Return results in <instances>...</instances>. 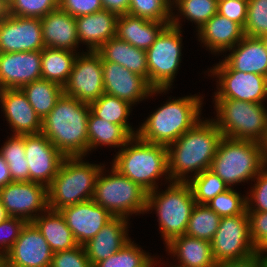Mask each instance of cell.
<instances>
[{"label": "cell", "mask_w": 267, "mask_h": 267, "mask_svg": "<svg viewBox=\"0 0 267 267\" xmlns=\"http://www.w3.org/2000/svg\"><path fill=\"white\" fill-rule=\"evenodd\" d=\"M213 267H222V265H221V264H216V265L213 266Z\"/></svg>", "instance_id": "obj_60"}, {"label": "cell", "mask_w": 267, "mask_h": 267, "mask_svg": "<svg viewBox=\"0 0 267 267\" xmlns=\"http://www.w3.org/2000/svg\"><path fill=\"white\" fill-rule=\"evenodd\" d=\"M50 267H93L83 246L53 253Z\"/></svg>", "instance_id": "obj_46"}, {"label": "cell", "mask_w": 267, "mask_h": 267, "mask_svg": "<svg viewBox=\"0 0 267 267\" xmlns=\"http://www.w3.org/2000/svg\"><path fill=\"white\" fill-rule=\"evenodd\" d=\"M248 0H218V14L245 26Z\"/></svg>", "instance_id": "obj_48"}, {"label": "cell", "mask_w": 267, "mask_h": 267, "mask_svg": "<svg viewBox=\"0 0 267 267\" xmlns=\"http://www.w3.org/2000/svg\"><path fill=\"white\" fill-rule=\"evenodd\" d=\"M172 4L168 0H130L128 15L171 23Z\"/></svg>", "instance_id": "obj_40"}, {"label": "cell", "mask_w": 267, "mask_h": 267, "mask_svg": "<svg viewBox=\"0 0 267 267\" xmlns=\"http://www.w3.org/2000/svg\"><path fill=\"white\" fill-rule=\"evenodd\" d=\"M129 219L113 217L87 243L83 245L86 255L94 267L118 252L130 239L128 236Z\"/></svg>", "instance_id": "obj_22"}, {"label": "cell", "mask_w": 267, "mask_h": 267, "mask_svg": "<svg viewBox=\"0 0 267 267\" xmlns=\"http://www.w3.org/2000/svg\"><path fill=\"white\" fill-rule=\"evenodd\" d=\"M29 181L49 186L65 156L43 134L25 135Z\"/></svg>", "instance_id": "obj_17"}, {"label": "cell", "mask_w": 267, "mask_h": 267, "mask_svg": "<svg viewBox=\"0 0 267 267\" xmlns=\"http://www.w3.org/2000/svg\"><path fill=\"white\" fill-rule=\"evenodd\" d=\"M198 40L213 54L227 52L245 36L243 28L216 13L198 31Z\"/></svg>", "instance_id": "obj_25"}, {"label": "cell", "mask_w": 267, "mask_h": 267, "mask_svg": "<svg viewBox=\"0 0 267 267\" xmlns=\"http://www.w3.org/2000/svg\"><path fill=\"white\" fill-rule=\"evenodd\" d=\"M0 148L9 167L12 182L29 181V167L25 157V135H13Z\"/></svg>", "instance_id": "obj_36"}, {"label": "cell", "mask_w": 267, "mask_h": 267, "mask_svg": "<svg viewBox=\"0 0 267 267\" xmlns=\"http://www.w3.org/2000/svg\"><path fill=\"white\" fill-rule=\"evenodd\" d=\"M12 182L9 167L5 159L0 154V189Z\"/></svg>", "instance_id": "obj_52"}, {"label": "cell", "mask_w": 267, "mask_h": 267, "mask_svg": "<svg viewBox=\"0 0 267 267\" xmlns=\"http://www.w3.org/2000/svg\"><path fill=\"white\" fill-rule=\"evenodd\" d=\"M263 41L265 42L266 48H267V35L262 37Z\"/></svg>", "instance_id": "obj_57"}, {"label": "cell", "mask_w": 267, "mask_h": 267, "mask_svg": "<svg viewBox=\"0 0 267 267\" xmlns=\"http://www.w3.org/2000/svg\"><path fill=\"white\" fill-rule=\"evenodd\" d=\"M188 184L197 204H207L216 195L229 189V186L210 169L191 177Z\"/></svg>", "instance_id": "obj_38"}, {"label": "cell", "mask_w": 267, "mask_h": 267, "mask_svg": "<svg viewBox=\"0 0 267 267\" xmlns=\"http://www.w3.org/2000/svg\"><path fill=\"white\" fill-rule=\"evenodd\" d=\"M104 167L103 165L97 178L92 200L107 209L114 217L129 219L134 213H146L148 192L113 166L108 174L104 172Z\"/></svg>", "instance_id": "obj_9"}, {"label": "cell", "mask_w": 267, "mask_h": 267, "mask_svg": "<svg viewBox=\"0 0 267 267\" xmlns=\"http://www.w3.org/2000/svg\"><path fill=\"white\" fill-rule=\"evenodd\" d=\"M103 8L119 15L128 14L130 0H101Z\"/></svg>", "instance_id": "obj_51"}, {"label": "cell", "mask_w": 267, "mask_h": 267, "mask_svg": "<svg viewBox=\"0 0 267 267\" xmlns=\"http://www.w3.org/2000/svg\"><path fill=\"white\" fill-rule=\"evenodd\" d=\"M244 35L262 38L267 35V0H248Z\"/></svg>", "instance_id": "obj_42"}, {"label": "cell", "mask_w": 267, "mask_h": 267, "mask_svg": "<svg viewBox=\"0 0 267 267\" xmlns=\"http://www.w3.org/2000/svg\"><path fill=\"white\" fill-rule=\"evenodd\" d=\"M122 175L139 184L147 192L158 188L157 180L168 173L167 147L148 143L133 136L116 154L112 165Z\"/></svg>", "instance_id": "obj_4"}, {"label": "cell", "mask_w": 267, "mask_h": 267, "mask_svg": "<svg viewBox=\"0 0 267 267\" xmlns=\"http://www.w3.org/2000/svg\"><path fill=\"white\" fill-rule=\"evenodd\" d=\"M266 165L265 144L223 137L210 170L232 188L237 183L253 181Z\"/></svg>", "instance_id": "obj_6"}, {"label": "cell", "mask_w": 267, "mask_h": 267, "mask_svg": "<svg viewBox=\"0 0 267 267\" xmlns=\"http://www.w3.org/2000/svg\"><path fill=\"white\" fill-rule=\"evenodd\" d=\"M0 267H12V266H10L6 262H4Z\"/></svg>", "instance_id": "obj_58"}, {"label": "cell", "mask_w": 267, "mask_h": 267, "mask_svg": "<svg viewBox=\"0 0 267 267\" xmlns=\"http://www.w3.org/2000/svg\"><path fill=\"white\" fill-rule=\"evenodd\" d=\"M221 217L207 204H195L188 222L186 235L211 242Z\"/></svg>", "instance_id": "obj_37"}, {"label": "cell", "mask_w": 267, "mask_h": 267, "mask_svg": "<svg viewBox=\"0 0 267 267\" xmlns=\"http://www.w3.org/2000/svg\"><path fill=\"white\" fill-rule=\"evenodd\" d=\"M0 103L13 135L41 133L42 119L21 89H1Z\"/></svg>", "instance_id": "obj_21"}, {"label": "cell", "mask_w": 267, "mask_h": 267, "mask_svg": "<svg viewBox=\"0 0 267 267\" xmlns=\"http://www.w3.org/2000/svg\"><path fill=\"white\" fill-rule=\"evenodd\" d=\"M250 222V235L255 251L267 252V212H247Z\"/></svg>", "instance_id": "obj_45"}, {"label": "cell", "mask_w": 267, "mask_h": 267, "mask_svg": "<svg viewBox=\"0 0 267 267\" xmlns=\"http://www.w3.org/2000/svg\"><path fill=\"white\" fill-rule=\"evenodd\" d=\"M89 114L88 103L63 93L55 107L42 119L41 133L65 157H85L89 154L87 134Z\"/></svg>", "instance_id": "obj_2"}, {"label": "cell", "mask_w": 267, "mask_h": 267, "mask_svg": "<svg viewBox=\"0 0 267 267\" xmlns=\"http://www.w3.org/2000/svg\"><path fill=\"white\" fill-rule=\"evenodd\" d=\"M216 119L223 137L234 140L267 141V109L261 103L214 99Z\"/></svg>", "instance_id": "obj_8"}, {"label": "cell", "mask_w": 267, "mask_h": 267, "mask_svg": "<svg viewBox=\"0 0 267 267\" xmlns=\"http://www.w3.org/2000/svg\"><path fill=\"white\" fill-rule=\"evenodd\" d=\"M209 75L217 79L214 99H234L245 102L261 103L267 98V77L232 70L223 60L209 69Z\"/></svg>", "instance_id": "obj_12"}, {"label": "cell", "mask_w": 267, "mask_h": 267, "mask_svg": "<svg viewBox=\"0 0 267 267\" xmlns=\"http://www.w3.org/2000/svg\"><path fill=\"white\" fill-rule=\"evenodd\" d=\"M221 265L222 267H267V258L265 254L256 252L247 258L229 261Z\"/></svg>", "instance_id": "obj_50"}, {"label": "cell", "mask_w": 267, "mask_h": 267, "mask_svg": "<svg viewBox=\"0 0 267 267\" xmlns=\"http://www.w3.org/2000/svg\"><path fill=\"white\" fill-rule=\"evenodd\" d=\"M102 69L104 93L133 106L155 94L168 92V89H153L145 78L115 62H102Z\"/></svg>", "instance_id": "obj_15"}, {"label": "cell", "mask_w": 267, "mask_h": 267, "mask_svg": "<svg viewBox=\"0 0 267 267\" xmlns=\"http://www.w3.org/2000/svg\"><path fill=\"white\" fill-rule=\"evenodd\" d=\"M266 161H267V141L265 143Z\"/></svg>", "instance_id": "obj_59"}, {"label": "cell", "mask_w": 267, "mask_h": 267, "mask_svg": "<svg viewBox=\"0 0 267 267\" xmlns=\"http://www.w3.org/2000/svg\"><path fill=\"white\" fill-rule=\"evenodd\" d=\"M223 61L232 69L267 77V48L262 38L244 36Z\"/></svg>", "instance_id": "obj_26"}, {"label": "cell", "mask_w": 267, "mask_h": 267, "mask_svg": "<svg viewBox=\"0 0 267 267\" xmlns=\"http://www.w3.org/2000/svg\"><path fill=\"white\" fill-rule=\"evenodd\" d=\"M90 111L98 118L110 123L121 125L132 137L137 136L136 131L127 122L131 113L132 105L118 97L103 94L99 99L89 104Z\"/></svg>", "instance_id": "obj_34"}, {"label": "cell", "mask_w": 267, "mask_h": 267, "mask_svg": "<svg viewBox=\"0 0 267 267\" xmlns=\"http://www.w3.org/2000/svg\"><path fill=\"white\" fill-rule=\"evenodd\" d=\"M9 15V2L7 0H0V22Z\"/></svg>", "instance_id": "obj_53"}, {"label": "cell", "mask_w": 267, "mask_h": 267, "mask_svg": "<svg viewBox=\"0 0 267 267\" xmlns=\"http://www.w3.org/2000/svg\"><path fill=\"white\" fill-rule=\"evenodd\" d=\"M59 7L75 18L104 9L101 0H59Z\"/></svg>", "instance_id": "obj_49"}, {"label": "cell", "mask_w": 267, "mask_h": 267, "mask_svg": "<svg viewBox=\"0 0 267 267\" xmlns=\"http://www.w3.org/2000/svg\"><path fill=\"white\" fill-rule=\"evenodd\" d=\"M83 156L65 157L48 186V206L61 210L93 199L96 181L105 164H92Z\"/></svg>", "instance_id": "obj_5"}, {"label": "cell", "mask_w": 267, "mask_h": 267, "mask_svg": "<svg viewBox=\"0 0 267 267\" xmlns=\"http://www.w3.org/2000/svg\"><path fill=\"white\" fill-rule=\"evenodd\" d=\"M39 79L41 51L0 53V90L21 89Z\"/></svg>", "instance_id": "obj_20"}, {"label": "cell", "mask_w": 267, "mask_h": 267, "mask_svg": "<svg viewBox=\"0 0 267 267\" xmlns=\"http://www.w3.org/2000/svg\"><path fill=\"white\" fill-rule=\"evenodd\" d=\"M172 15L171 23L172 25L179 27L181 19L183 16L190 22L196 24L197 31L216 13H218V0H174L172 3ZM178 9H177V8ZM178 11L181 15H175L173 10Z\"/></svg>", "instance_id": "obj_35"}, {"label": "cell", "mask_w": 267, "mask_h": 267, "mask_svg": "<svg viewBox=\"0 0 267 267\" xmlns=\"http://www.w3.org/2000/svg\"><path fill=\"white\" fill-rule=\"evenodd\" d=\"M53 252L33 222H26L18 239L5 254L12 267H50Z\"/></svg>", "instance_id": "obj_18"}, {"label": "cell", "mask_w": 267, "mask_h": 267, "mask_svg": "<svg viewBox=\"0 0 267 267\" xmlns=\"http://www.w3.org/2000/svg\"><path fill=\"white\" fill-rule=\"evenodd\" d=\"M167 25L165 22L134 17L128 14L119 15L115 36L138 49L146 51Z\"/></svg>", "instance_id": "obj_27"}, {"label": "cell", "mask_w": 267, "mask_h": 267, "mask_svg": "<svg viewBox=\"0 0 267 267\" xmlns=\"http://www.w3.org/2000/svg\"><path fill=\"white\" fill-rule=\"evenodd\" d=\"M32 222L39 229L53 253L78 246L60 211L48 208Z\"/></svg>", "instance_id": "obj_30"}, {"label": "cell", "mask_w": 267, "mask_h": 267, "mask_svg": "<svg viewBox=\"0 0 267 267\" xmlns=\"http://www.w3.org/2000/svg\"><path fill=\"white\" fill-rule=\"evenodd\" d=\"M7 217L8 215L6 214L5 209L0 201V222L4 221Z\"/></svg>", "instance_id": "obj_54"}, {"label": "cell", "mask_w": 267, "mask_h": 267, "mask_svg": "<svg viewBox=\"0 0 267 267\" xmlns=\"http://www.w3.org/2000/svg\"><path fill=\"white\" fill-rule=\"evenodd\" d=\"M155 257H153L152 258V261H151V264H150V267H156L155 265L157 264H159V261L158 260H155L154 259ZM158 261V262H157ZM169 267H184V266H181V265H174V266H172V265H169Z\"/></svg>", "instance_id": "obj_55"}, {"label": "cell", "mask_w": 267, "mask_h": 267, "mask_svg": "<svg viewBox=\"0 0 267 267\" xmlns=\"http://www.w3.org/2000/svg\"><path fill=\"white\" fill-rule=\"evenodd\" d=\"M78 245L90 241L114 216L93 200L59 210Z\"/></svg>", "instance_id": "obj_19"}, {"label": "cell", "mask_w": 267, "mask_h": 267, "mask_svg": "<svg viewBox=\"0 0 267 267\" xmlns=\"http://www.w3.org/2000/svg\"><path fill=\"white\" fill-rule=\"evenodd\" d=\"M88 152L98 146H110L120 149L132 138L121 126L98 118L91 111L87 124Z\"/></svg>", "instance_id": "obj_32"}, {"label": "cell", "mask_w": 267, "mask_h": 267, "mask_svg": "<svg viewBox=\"0 0 267 267\" xmlns=\"http://www.w3.org/2000/svg\"><path fill=\"white\" fill-rule=\"evenodd\" d=\"M233 188L219 193L207 203L220 217L240 215L247 210L246 196L242 197Z\"/></svg>", "instance_id": "obj_41"}, {"label": "cell", "mask_w": 267, "mask_h": 267, "mask_svg": "<svg viewBox=\"0 0 267 267\" xmlns=\"http://www.w3.org/2000/svg\"><path fill=\"white\" fill-rule=\"evenodd\" d=\"M44 48L39 18L9 15L0 22V53L42 51Z\"/></svg>", "instance_id": "obj_16"}, {"label": "cell", "mask_w": 267, "mask_h": 267, "mask_svg": "<svg viewBox=\"0 0 267 267\" xmlns=\"http://www.w3.org/2000/svg\"><path fill=\"white\" fill-rule=\"evenodd\" d=\"M118 15L105 9L75 18L77 36L88 51H97L115 37ZM83 42V43H82Z\"/></svg>", "instance_id": "obj_24"}, {"label": "cell", "mask_w": 267, "mask_h": 267, "mask_svg": "<svg viewBox=\"0 0 267 267\" xmlns=\"http://www.w3.org/2000/svg\"><path fill=\"white\" fill-rule=\"evenodd\" d=\"M5 262V254L0 251V266Z\"/></svg>", "instance_id": "obj_56"}, {"label": "cell", "mask_w": 267, "mask_h": 267, "mask_svg": "<svg viewBox=\"0 0 267 267\" xmlns=\"http://www.w3.org/2000/svg\"><path fill=\"white\" fill-rule=\"evenodd\" d=\"M45 47L77 52L79 39L75 17L60 7L40 19Z\"/></svg>", "instance_id": "obj_23"}, {"label": "cell", "mask_w": 267, "mask_h": 267, "mask_svg": "<svg viewBox=\"0 0 267 267\" xmlns=\"http://www.w3.org/2000/svg\"><path fill=\"white\" fill-rule=\"evenodd\" d=\"M26 224V221L19 217H7L0 222V251L6 254Z\"/></svg>", "instance_id": "obj_47"}, {"label": "cell", "mask_w": 267, "mask_h": 267, "mask_svg": "<svg viewBox=\"0 0 267 267\" xmlns=\"http://www.w3.org/2000/svg\"><path fill=\"white\" fill-rule=\"evenodd\" d=\"M21 90L27 96L28 102L41 119L50 113L55 107L57 100L64 93L62 86L44 79L26 84Z\"/></svg>", "instance_id": "obj_33"}, {"label": "cell", "mask_w": 267, "mask_h": 267, "mask_svg": "<svg viewBox=\"0 0 267 267\" xmlns=\"http://www.w3.org/2000/svg\"><path fill=\"white\" fill-rule=\"evenodd\" d=\"M78 53L80 52L45 47L41 51L42 79L64 87L69 80Z\"/></svg>", "instance_id": "obj_31"}, {"label": "cell", "mask_w": 267, "mask_h": 267, "mask_svg": "<svg viewBox=\"0 0 267 267\" xmlns=\"http://www.w3.org/2000/svg\"><path fill=\"white\" fill-rule=\"evenodd\" d=\"M153 256L129 240L118 252L94 267H150Z\"/></svg>", "instance_id": "obj_39"}, {"label": "cell", "mask_w": 267, "mask_h": 267, "mask_svg": "<svg viewBox=\"0 0 267 267\" xmlns=\"http://www.w3.org/2000/svg\"><path fill=\"white\" fill-rule=\"evenodd\" d=\"M182 30L167 25L146 50L148 83L153 89H171L182 56Z\"/></svg>", "instance_id": "obj_10"}, {"label": "cell", "mask_w": 267, "mask_h": 267, "mask_svg": "<svg viewBox=\"0 0 267 267\" xmlns=\"http://www.w3.org/2000/svg\"><path fill=\"white\" fill-rule=\"evenodd\" d=\"M0 201L8 217L32 222L48 208V187L31 181L11 182L0 189Z\"/></svg>", "instance_id": "obj_13"}, {"label": "cell", "mask_w": 267, "mask_h": 267, "mask_svg": "<svg viewBox=\"0 0 267 267\" xmlns=\"http://www.w3.org/2000/svg\"><path fill=\"white\" fill-rule=\"evenodd\" d=\"M211 248L217 264L241 260L256 253L247 210L240 215L221 217Z\"/></svg>", "instance_id": "obj_11"}, {"label": "cell", "mask_w": 267, "mask_h": 267, "mask_svg": "<svg viewBox=\"0 0 267 267\" xmlns=\"http://www.w3.org/2000/svg\"><path fill=\"white\" fill-rule=\"evenodd\" d=\"M255 184L247 192V212H267V165L253 179Z\"/></svg>", "instance_id": "obj_44"}, {"label": "cell", "mask_w": 267, "mask_h": 267, "mask_svg": "<svg viewBox=\"0 0 267 267\" xmlns=\"http://www.w3.org/2000/svg\"><path fill=\"white\" fill-rule=\"evenodd\" d=\"M97 52L102 62H115L148 81L147 54L116 36L105 42Z\"/></svg>", "instance_id": "obj_29"}, {"label": "cell", "mask_w": 267, "mask_h": 267, "mask_svg": "<svg viewBox=\"0 0 267 267\" xmlns=\"http://www.w3.org/2000/svg\"><path fill=\"white\" fill-rule=\"evenodd\" d=\"M222 138L223 135L213 119L201 118L191 129L167 146L171 181L188 182L191 177L210 169ZM190 172L191 176L188 175Z\"/></svg>", "instance_id": "obj_1"}, {"label": "cell", "mask_w": 267, "mask_h": 267, "mask_svg": "<svg viewBox=\"0 0 267 267\" xmlns=\"http://www.w3.org/2000/svg\"><path fill=\"white\" fill-rule=\"evenodd\" d=\"M78 53L64 94L92 103L104 94L102 58L97 51Z\"/></svg>", "instance_id": "obj_14"}, {"label": "cell", "mask_w": 267, "mask_h": 267, "mask_svg": "<svg viewBox=\"0 0 267 267\" xmlns=\"http://www.w3.org/2000/svg\"><path fill=\"white\" fill-rule=\"evenodd\" d=\"M196 204L188 182L171 181L165 191L148 192L147 209L155 210L164 244L186 233L189 218Z\"/></svg>", "instance_id": "obj_7"}, {"label": "cell", "mask_w": 267, "mask_h": 267, "mask_svg": "<svg viewBox=\"0 0 267 267\" xmlns=\"http://www.w3.org/2000/svg\"><path fill=\"white\" fill-rule=\"evenodd\" d=\"M165 247L171 256L177 257L178 264L184 267H213L217 264L211 242L206 240L184 234L172 238Z\"/></svg>", "instance_id": "obj_28"}, {"label": "cell", "mask_w": 267, "mask_h": 267, "mask_svg": "<svg viewBox=\"0 0 267 267\" xmlns=\"http://www.w3.org/2000/svg\"><path fill=\"white\" fill-rule=\"evenodd\" d=\"M59 7V0H10L9 14L41 19Z\"/></svg>", "instance_id": "obj_43"}, {"label": "cell", "mask_w": 267, "mask_h": 267, "mask_svg": "<svg viewBox=\"0 0 267 267\" xmlns=\"http://www.w3.org/2000/svg\"><path fill=\"white\" fill-rule=\"evenodd\" d=\"M202 99L196 94L169 98L139 126L137 136L148 143L169 146L201 120Z\"/></svg>", "instance_id": "obj_3"}]
</instances>
